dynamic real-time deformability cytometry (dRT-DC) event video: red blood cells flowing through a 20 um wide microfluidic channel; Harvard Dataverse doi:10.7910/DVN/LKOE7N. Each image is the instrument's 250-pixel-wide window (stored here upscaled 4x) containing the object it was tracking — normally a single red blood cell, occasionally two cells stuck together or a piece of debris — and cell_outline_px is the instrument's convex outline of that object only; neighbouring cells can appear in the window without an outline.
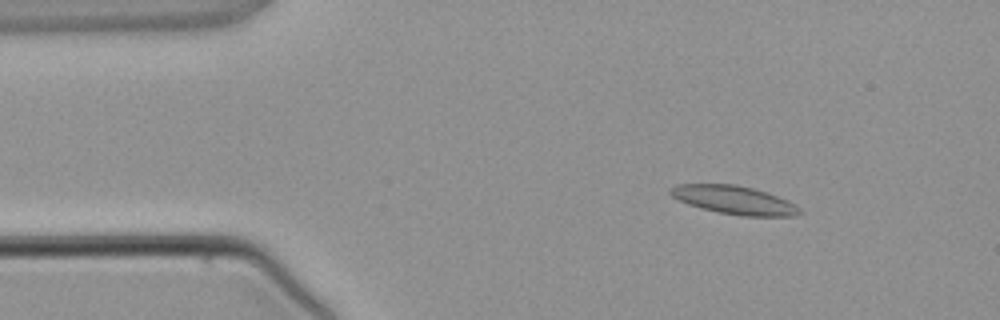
{"species": "common noctule bat (a hibernating species)", "species_latin": "Nyctalus noctula", "temperature_condition": "warm", "stored_images_in_passage": 2, "camera_frame_rate_fps": 3000, "um_per_image_px": 0.085, "animal": {"sex": "male", "body_mass_g": 21.5, "forearm_length_mm": 52.0}, "frame": {"image": 1, "passage_image": 1, "time_ms": 0.0, "image_size_px": [1000, 320], "cell_outline_px": [[804, 212], [792, 216], [744, 216], [720, 212], [700, 208], [688, 204], [672, 196], [668, 192], [668, 188], [676, 184], [736, 184], [752, 188], [788, 200], [796, 204]], "centroid_in_image_um": [62.39, 17.0], "position_along_channel_um": 22.6, "area_um2": 21.33}}